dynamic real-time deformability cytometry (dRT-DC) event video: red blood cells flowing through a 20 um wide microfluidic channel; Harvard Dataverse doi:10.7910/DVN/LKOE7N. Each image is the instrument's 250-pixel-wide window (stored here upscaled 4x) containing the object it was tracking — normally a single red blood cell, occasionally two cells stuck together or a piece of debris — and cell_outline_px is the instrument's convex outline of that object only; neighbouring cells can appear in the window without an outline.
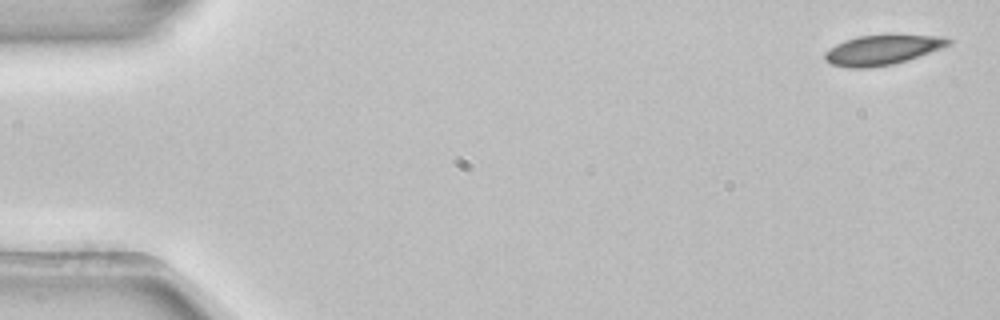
{"species": "common noctule bat (a hibernating species)", "species_latin": "Nyctalus noctula", "temperature_condition": "room temperature", "stored_images_in_passage": 4, "camera_frame_rate_fps": 3000, "um_per_image_px": 0.085, "animal": {"sex": "female", "body_mass_g": 22.7, "forearm_length_mm": 54.2}, "frame": {"image": 1, "passage_image": 1, "time_ms": 0.0, "image_size_px": [1000, 320], "cell_outline_px": [[952, 44], [908, 60], [892, 64], [868, 68], [848, 68], [832, 64], [824, 60], [824, 52], [828, 48], [844, 40], [860, 36], [888, 32], [944, 36], [952, 40]], "centroid_in_image_um": [75.03, 4.19], "position_along_channel_um": 10.0, "area_um2": 22.43}}